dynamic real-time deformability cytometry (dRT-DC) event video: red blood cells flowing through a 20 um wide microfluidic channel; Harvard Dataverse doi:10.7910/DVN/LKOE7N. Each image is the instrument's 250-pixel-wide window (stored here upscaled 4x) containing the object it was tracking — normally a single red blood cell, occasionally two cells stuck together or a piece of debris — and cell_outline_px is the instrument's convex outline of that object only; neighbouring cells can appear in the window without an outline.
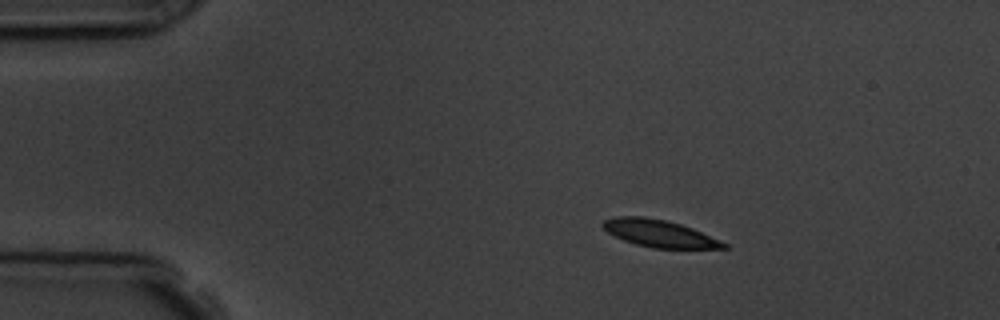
{"species": "common noctule bat (a hibernating species)", "species_latin": "Nyctalus noctula", "temperature_condition": "room temperature", "stored_images_in_passage": 3, "camera_frame_rate_fps": 3000, "um_per_image_px": 0.085, "animal": {"sex": "male", "body_mass_g": 19.5, "forearm_length_mm": 54.6}, "frame": {"image": 1, "passage_image": 1, "time_ms": 0.0, "image_size_px": [1000, 320], "cell_outline_px": [[728, 248], [652, 248], [636, 244], [624, 240], [608, 232], [600, 224], [604, 220], [616, 216], [644, 216], [668, 220], [692, 228], [720, 240], [728, 244]], "centroid_in_image_um": [56.03, 19.83], "position_along_channel_um": 29.0, "area_um2": 19.07}}